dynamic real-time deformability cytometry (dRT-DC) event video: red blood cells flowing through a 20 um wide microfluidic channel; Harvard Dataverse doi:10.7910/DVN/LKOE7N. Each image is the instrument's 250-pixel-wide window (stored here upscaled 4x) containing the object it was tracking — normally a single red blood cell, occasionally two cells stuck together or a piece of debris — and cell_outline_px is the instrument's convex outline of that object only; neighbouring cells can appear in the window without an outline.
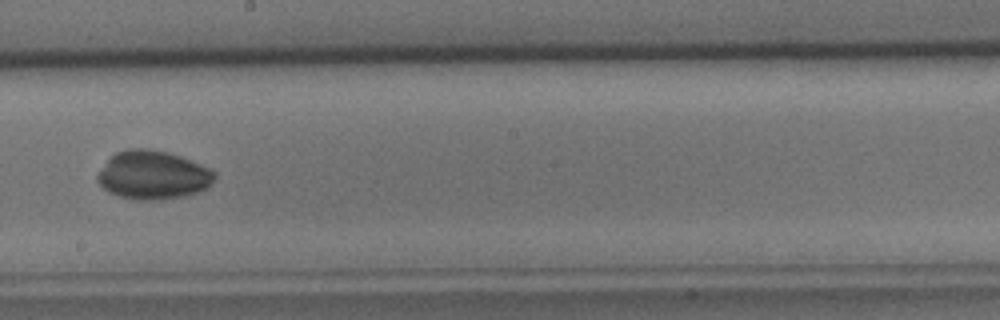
{"species": "common noctule bat (a hibernating species)", "species_latin": "Nyctalus noctula", "temperature_condition": "cold", "stored_images_in_passage": 30, "camera_frame_rate_fps": 3000, "um_per_image_px": 0.085, "animal": {"sex": "male", "body_mass_g": 15.6}, "frame": {"image": 1, "passage_image": 22, "time_ms": 7.0, "image_size_px": [1000, 320], "cell_outline_px": [[216, 176], [204, 188], [196, 192], [184, 196], [156, 200], [136, 200], [120, 196], [108, 192], [96, 180], [96, 176], [108, 160], [116, 152], [128, 148], [148, 148], [168, 152], [180, 156], [200, 164], [216, 172]], "centroid_in_image_um": [12.97, 14.87], "position_along_channel_um": 235.2, "area_um2": 32.83}}